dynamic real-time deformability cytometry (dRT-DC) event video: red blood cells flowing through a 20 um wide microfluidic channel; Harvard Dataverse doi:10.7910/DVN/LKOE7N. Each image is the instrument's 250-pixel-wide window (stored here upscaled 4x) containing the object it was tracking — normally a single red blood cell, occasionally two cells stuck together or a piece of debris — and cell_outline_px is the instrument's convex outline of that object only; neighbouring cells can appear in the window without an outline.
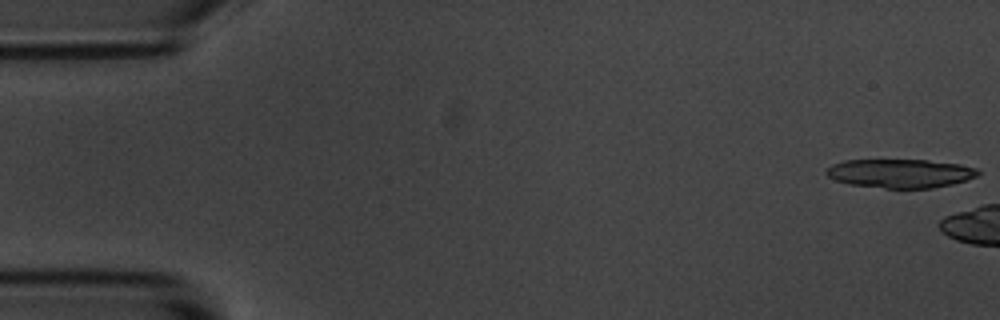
{"species": "common noctule bat (a hibernating species)", "species_latin": "Nyctalus noctula", "temperature_condition": "room temperature", "stored_images_in_passage": 7, "camera_frame_rate_fps": 3000, "um_per_image_px": 0.085, "animal": {"sex": "male", "body_mass_g": 20.1, "forearm_length_mm": 53.5}, "frame": {"image": 1, "passage_image": 1, "time_ms": 0.0, "image_size_px": [1000, 320], "cell_outline_px": [[980, 172], [976, 176], [952, 184], [932, 188], [884, 188], [848, 184], [836, 180], [828, 176], [824, 172], [832, 164], [844, 160], [928, 160], [960, 164], [976, 168]], "centroid_in_image_um": [76.5, 14.73], "position_along_channel_um": 8.5, "area_um2": 25.37}}